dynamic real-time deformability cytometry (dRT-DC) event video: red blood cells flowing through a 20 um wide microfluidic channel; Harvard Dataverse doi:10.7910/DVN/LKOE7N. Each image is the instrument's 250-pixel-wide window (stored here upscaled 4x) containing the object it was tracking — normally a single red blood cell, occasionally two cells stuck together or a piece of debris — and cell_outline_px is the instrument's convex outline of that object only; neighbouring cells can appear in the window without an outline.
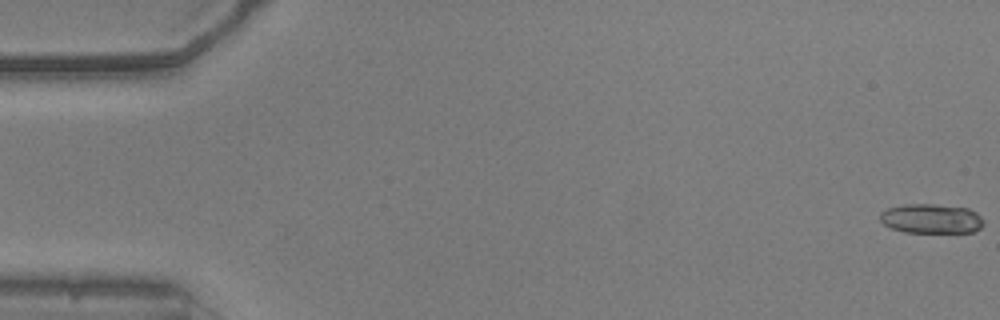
{"species": "common noctule bat (a hibernating species)", "species_latin": "Nyctalus noctula", "temperature_condition": "warm", "stored_images_in_passage": 55, "camera_frame_rate_fps": 3000, "um_per_image_px": 0.085, "animal": {"sex": "male", "body_mass_g": 20.5, "forearm_length_mm": 52.5}, "frame": {"image": 1, "passage_image": 1, "time_ms": 0.0, "image_size_px": [1000, 320], "cell_outline_px": [[984, 224], [980, 228], [972, 232], [904, 232], [892, 228], [884, 224], [880, 220], [880, 212], [888, 208], [904, 204], [932, 204], [968, 208], [976, 212], [984, 220]], "centroid_in_image_um": [79.16, 18.58], "position_along_channel_um": 5.8, "area_um2": 17.8}}
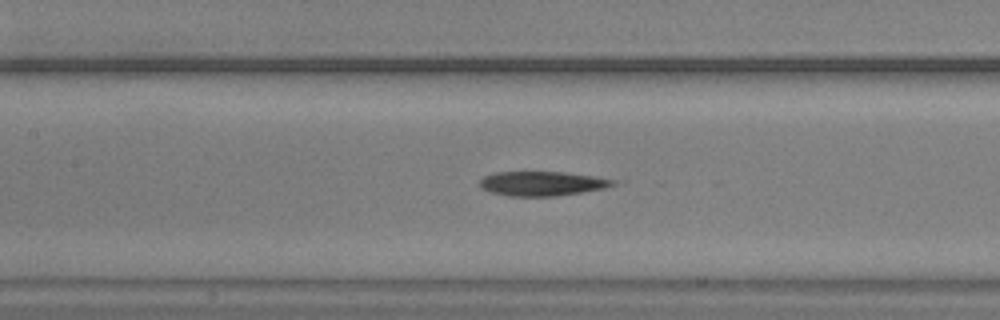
{"frame": {"image": 2, "passage_image": 26, "time_ms": 8.333, "image_size_px": [1000, 320], "cell_outline_px": [[616, 184], [604, 188], [556, 196], [508, 196], [492, 192], [480, 188], [480, 180], [484, 176], [496, 172], [564, 172], [596, 176], [616, 180]], "centroid_in_image_um": [46.08, 15.59], "position_along_channel_um": 161.3, "area_um2": 18.9}}
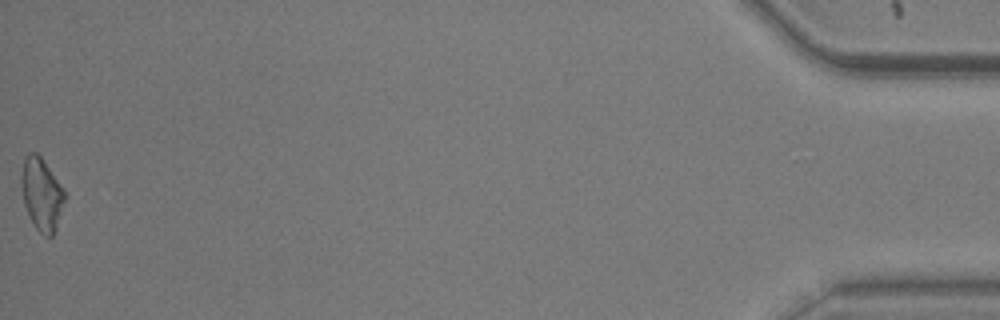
{"frame": {"image": 3, "passage_image": 55, "time_ms": 18.0, "image_size_px": [1000, 320], "cell_outline_px": [[68, 196], [56, 228], [52, 236], [44, 236], [36, 228], [24, 204], [20, 184], [20, 176], [24, 156], [28, 152], [36, 152], [40, 156], [64, 188]], "centroid_in_image_um": [3.55, 16.47], "position_along_channel_um": 431.6, "area_um2": 18.61}}